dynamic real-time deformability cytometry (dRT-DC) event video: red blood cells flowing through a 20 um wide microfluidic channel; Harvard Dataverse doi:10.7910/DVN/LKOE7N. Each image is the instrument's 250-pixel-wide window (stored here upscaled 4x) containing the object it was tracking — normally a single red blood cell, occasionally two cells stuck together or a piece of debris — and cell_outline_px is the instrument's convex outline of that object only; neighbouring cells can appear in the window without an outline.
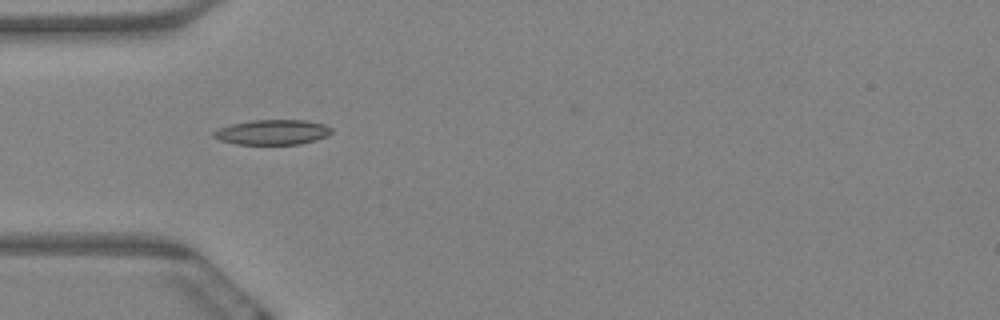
{"species": "Egyptian fruit bat (a non-hibernating species)", "species_latin": "Rousettus aegyptiacus", "temperature_condition": "warm", "stored_images_in_passage": 3, "camera_frame_rate_fps": 3000, "um_per_image_px": 0.085, "animal": {"sex": "female"}, "frame": {"image": 1, "passage_image": 2, "time_ms": 0.333, "image_size_px": [1000, 320], "cell_outline_px": [[332, 132], [328, 136], [300, 144], [236, 144], [220, 140], [212, 136], [212, 132], [220, 128], [232, 124], [252, 120], [304, 120], [324, 124], [332, 128]], "centroid_in_image_um": [23.17, 11.23], "position_along_channel_um": 61.8, "area_um2": 17.11}}
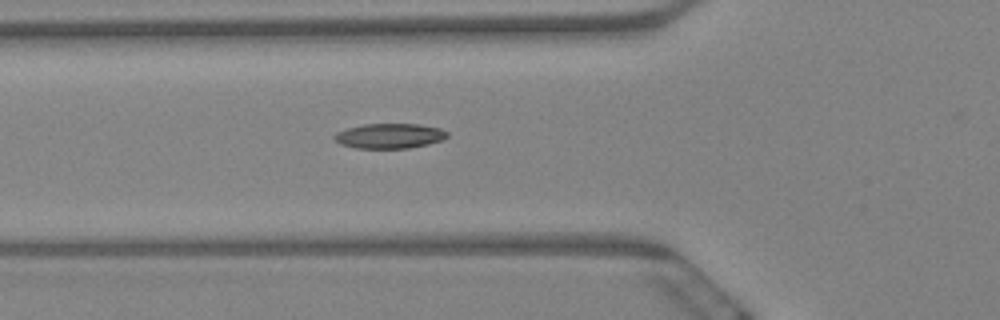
{"frame": {"image": 2, "passage_image": 3, "time_ms": 0.667, "image_size_px": [1000, 320], "cell_outline_px": [[448, 136], [440, 140], [428, 144], [408, 148], [356, 148], [340, 144], [332, 136], [336, 132], [348, 128], [364, 124], [420, 124], [440, 128], [448, 132]], "centroid_in_image_um": [33.1, 11.55], "position_along_channel_um": 92.7, "area_um2": 16.36}}